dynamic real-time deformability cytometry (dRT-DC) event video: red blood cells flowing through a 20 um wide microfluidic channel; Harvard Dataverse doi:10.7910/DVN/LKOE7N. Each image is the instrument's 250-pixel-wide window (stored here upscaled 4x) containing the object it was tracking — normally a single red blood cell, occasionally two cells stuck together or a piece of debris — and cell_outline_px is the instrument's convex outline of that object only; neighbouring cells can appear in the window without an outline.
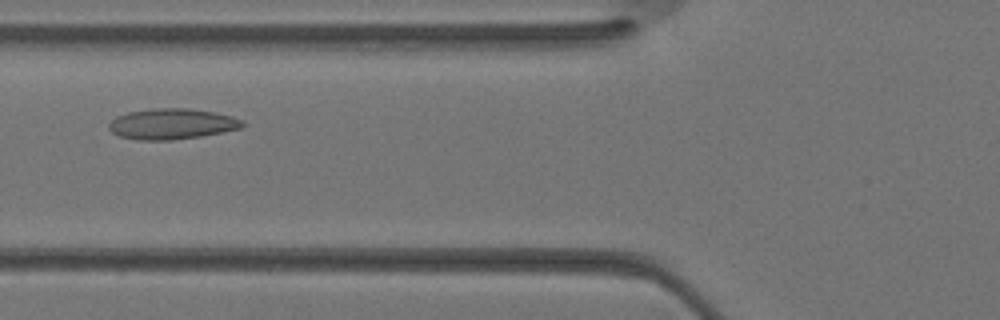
{"species": "Egyptian fruit bat (a non-hibernating species)", "species_latin": "Rousettus aegyptiacus", "temperature_condition": "warm", "stored_images_in_passage": 25, "camera_frame_rate_fps": 3000, "um_per_image_px": 0.085, "animal": {"sex": "female"}, "frame": {"image": 1, "passage_image": 4, "time_ms": 1.0, "image_size_px": [1000, 320], "cell_outline_px": [[244, 124], [240, 128], [200, 136], [172, 140], [140, 140], [120, 136], [112, 132], [108, 128], [108, 124], [116, 116], [128, 112], [152, 108], [188, 108], [216, 112], [232, 116], [244, 120]], "centroid_in_image_um": [14.6, 10.52], "position_along_channel_um": 111.2, "area_um2": 23.87}}
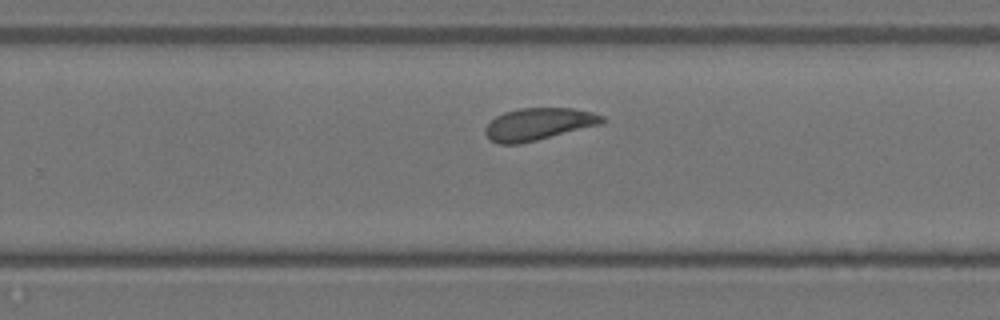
{"frame": {"image": 2, "passage_image": 13, "time_ms": 4.0, "image_size_px": [1000, 320], "cell_outline_px": [[608, 120], [604, 124], [520, 144], [500, 144], [492, 140], [484, 132], [484, 128], [496, 116], [504, 112], [520, 108], [572, 108], [592, 112], [604, 116]], "centroid_in_image_um": [45.83, 10.54], "position_along_channel_um": 284.0, "area_um2": 22.08}}
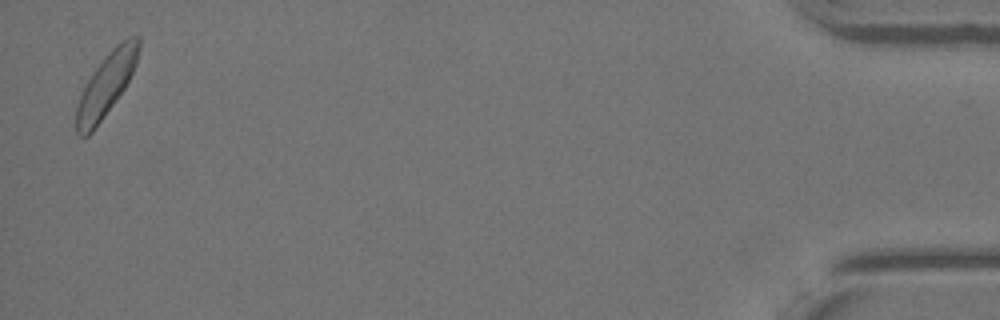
{"frame": {"image": 3, "passage_image": 25, "time_ms": 8.0, "image_size_px": [1000, 320], "cell_outline_px": [[140, 44], [136, 64], [124, 88], [116, 100], [92, 132], [88, 136], [80, 136], [76, 132], [76, 108], [80, 96], [92, 72], [104, 56], [116, 44], [128, 36], [140, 36]], "centroid_in_image_um": [9.03, 7.17], "position_along_channel_um": 426.2, "area_um2": 22.6}}